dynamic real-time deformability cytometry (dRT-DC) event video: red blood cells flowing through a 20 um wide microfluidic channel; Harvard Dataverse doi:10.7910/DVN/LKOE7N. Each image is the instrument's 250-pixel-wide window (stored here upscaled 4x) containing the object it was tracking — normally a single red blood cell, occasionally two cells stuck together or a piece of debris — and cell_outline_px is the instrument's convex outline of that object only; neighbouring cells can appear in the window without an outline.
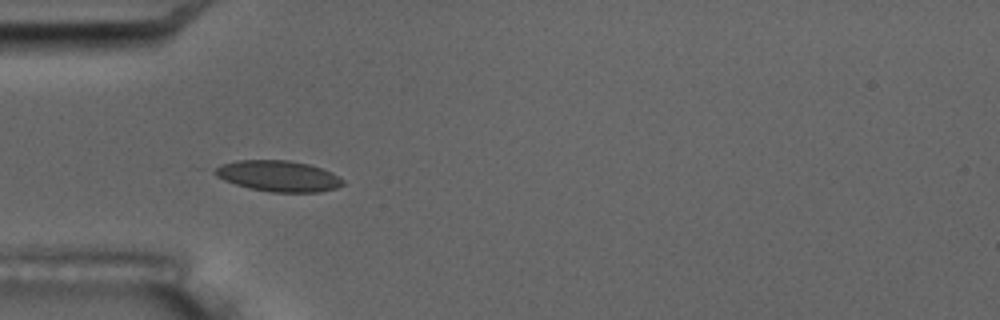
{"species": "common noctule bat (a hibernating species)", "species_latin": "Nyctalus noctula", "temperature_condition": "room temperature", "stored_images_in_passage": 5, "camera_frame_rate_fps": 3000, "um_per_image_px": 0.085, "animal": {"sex": "male", "body_mass_g": 17.5, "forearm_length_mm": 52.3}, "frame": {"image": 1, "passage_image": 4, "time_ms": 4.333, "image_size_px": [1000, 320], "cell_outline_px": [[344, 184], [336, 188], [320, 192], [272, 192], [248, 188], [224, 180], [216, 176], [212, 172], [212, 168], [220, 164], [236, 160], [288, 160], [308, 164], [332, 172], [344, 180]], "centroid_in_image_um": [23.62, 14.96], "position_along_channel_um": 61.4, "area_um2": 23.24}}